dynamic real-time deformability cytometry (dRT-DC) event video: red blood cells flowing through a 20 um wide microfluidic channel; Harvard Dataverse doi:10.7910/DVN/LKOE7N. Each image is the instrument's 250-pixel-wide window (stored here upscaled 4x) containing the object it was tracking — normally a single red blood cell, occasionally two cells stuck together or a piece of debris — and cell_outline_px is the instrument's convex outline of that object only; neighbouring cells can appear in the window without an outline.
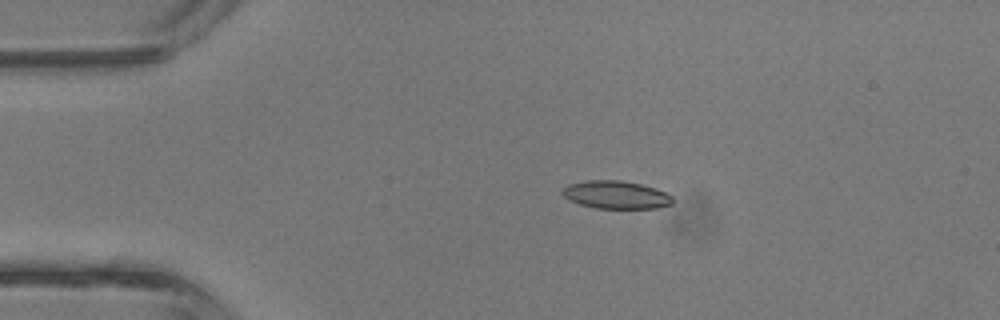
{"species": "common noctule bat (a hibernating species)", "species_latin": "Nyctalus noctula", "temperature_condition": "room temperature", "stored_images_in_passage": 4, "camera_frame_rate_fps": 3000, "um_per_image_px": 0.085, "animal": {"sex": "male", "body_mass_g": 13.3}, "frame": {"image": 1, "passage_image": 3, "time_ms": 0.667, "image_size_px": [1000, 320], "cell_outline_px": [[672, 204], [656, 208], [596, 208], [580, 204], [568, 200], [560, 192], [568, 184], [588, 180], [620, 180], [640, 184], [656, 188], [672, 196]], "centroid_in_image_um": [52.33, 16.55], "position_along_channel_um": 32.7, "area_um2": 17.86}}